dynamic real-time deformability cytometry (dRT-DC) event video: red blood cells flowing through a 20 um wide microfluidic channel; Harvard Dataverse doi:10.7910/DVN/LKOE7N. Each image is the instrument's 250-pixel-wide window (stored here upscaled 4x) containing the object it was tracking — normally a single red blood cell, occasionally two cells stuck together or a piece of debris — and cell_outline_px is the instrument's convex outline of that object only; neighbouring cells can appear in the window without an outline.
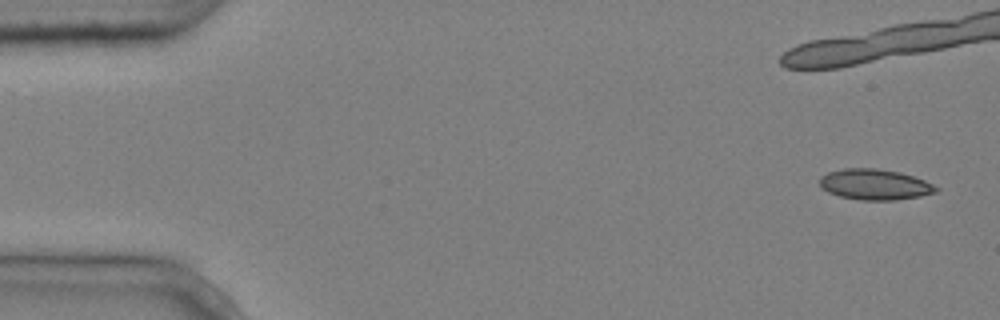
{"species": "common noctule bat (a hibernating species)", "species_latin": "Nyctalus noctula", "temperature_condition": "cold", "stored_images_in_passage": 7, "camera_frame_rate_fps": 3000, "um_per_image_px": 0.085, "animal": {"sex": "male", "body_mass_g": 20.4}, "frame": {"image": 1, "passage_image": 1, "time_ms": 0.0, "image_size_px": [1000, 320], "cell_outline_px": [[940, 188], [936, 192], [920, 196], [896, 200], [860, 200], [840, 196], [828, 192], [820, 188], [820, 176], [828, 172], [844, 168], [876, 168], [900, 172], [924, 180]], "centroid_in_image_um": [74.34, 15.68], "position_along_channel_um": 10.7, "area_um2": 20.87}}